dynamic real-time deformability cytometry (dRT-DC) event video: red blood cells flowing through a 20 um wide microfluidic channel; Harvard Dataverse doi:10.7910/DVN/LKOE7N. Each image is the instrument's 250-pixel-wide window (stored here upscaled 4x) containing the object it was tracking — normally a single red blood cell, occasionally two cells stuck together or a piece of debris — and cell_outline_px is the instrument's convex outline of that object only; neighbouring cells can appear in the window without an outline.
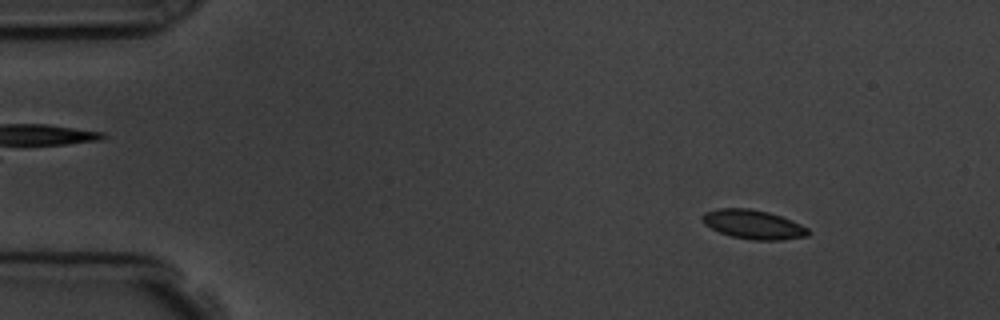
{"species": "common noctule bat (a hibernating species)", "species_latin": "Nyctalus noctula", "temperature_condition": "room temperature", "stored_images_in_passage": 6, "camera_frame_rate_fps": 3000, "um_per_image_px": 0.085, "animal": {"sex": "male", "body_mass_g": 19.5, "forearm_length_mm": 54.6}, "frame": {"image": 1, "passage_image": 2, "time_ms": 1.333, "image_size_px": [1000, 320], "cell_outline_px": [[808, 236], [780, 240], [752, 240], [732, 236], [720, 232], [704, 224], [700, 216], [704, 212], [716, 208], [748, 208], [768, 212], [792, 220], [808, 228]], "centroid_in_image_um": [64.0, 19.07], "position_along_channel_um": 21.0, "area_um2": 17.92}}
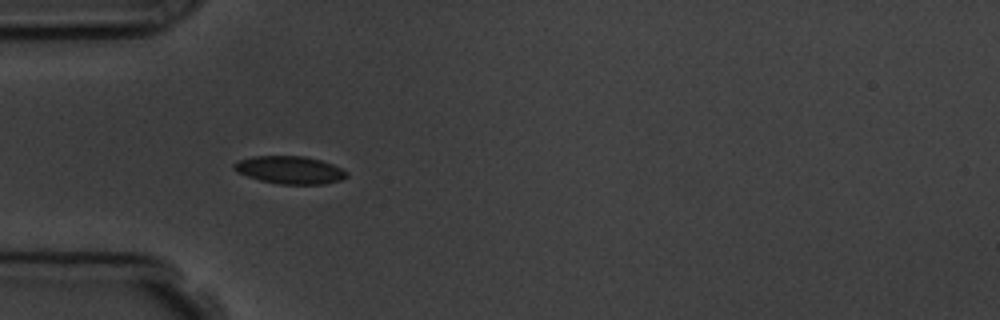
{"frame": {"image": 2, "passage_image": 5, "time_ms": 4.667, "image_size_px": [1000, 320], "cell_outline_px": [[348, 176], [340, 180], [324, 184], [280, 184], [260, 180], [236, 172], [232, 168], [232, 164], [240, 160], [252, 156], [304, 156], [320, 160], [332, 164], [348, 172]], "centroid_in_image_um": [24.62, 14.44], "position_along_channel_um": 60.4, "area_um2": 18.15}}